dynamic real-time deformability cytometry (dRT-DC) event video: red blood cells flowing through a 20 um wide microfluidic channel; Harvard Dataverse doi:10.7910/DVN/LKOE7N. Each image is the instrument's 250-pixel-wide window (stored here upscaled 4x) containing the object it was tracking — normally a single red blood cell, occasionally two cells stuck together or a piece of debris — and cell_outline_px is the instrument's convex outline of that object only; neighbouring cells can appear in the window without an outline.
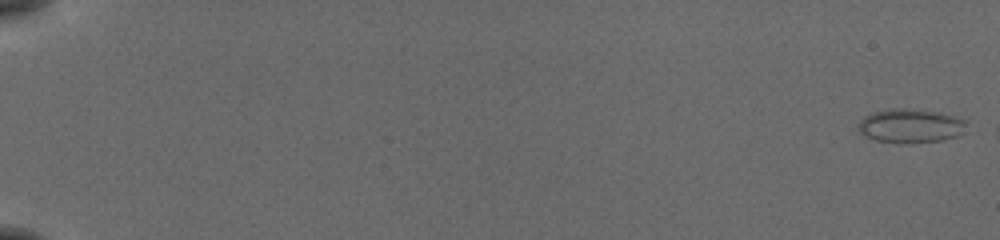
{"species": "common noctule bat (a hibernating species)", "species_latin": "Nyctalus noctula", "temperature_condition": "cold", "stored_images_in_passage": 21, "camera_frame_rate_fps": 3000, "um_per_image_px": 0.085, "animal": {"sex": "female", "body_mass_g": 19.5, "forearm_length_mm": 54.1}, "frame": {"image": 1, "passage_image": 1, "time_ms": 0.0, "image_size_px": [1000, 240], "cell_outline_px": [[968, 120], [956, 136], [940, 140], [876, 140], [864, 136], [856, 128], [860, 120], [864, 116], [872, 112], [892, 108], [904, 108], [932, 112], [952, 116]], "centroid_in_image_um": [77.3, 10.64], "position_along_channel_um": 7.7, "area_um2": 20.17}}
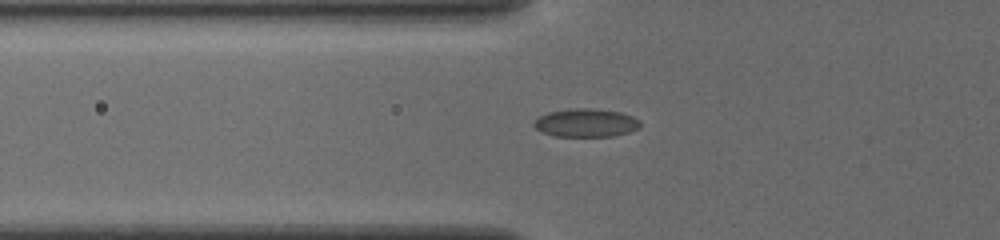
{"frame": {"image": 2, "passage_image": 18, "time_ms": 7.0, "image_size_px": [1000, 240], "cell_outline_px": [[640, 124], [636, 128], [628, 132], [612, 136], [556, 136], [544, 132], [536, 128], [532, 124], [540, 116], [548, 112], [572, 108], [592, 108], [620, 112], [632, 116], [640, 120]], "centroid_in_image_um": [49.8, 10.43], "position_along_channel_um": 76.0, "area_um2": 17.28}}
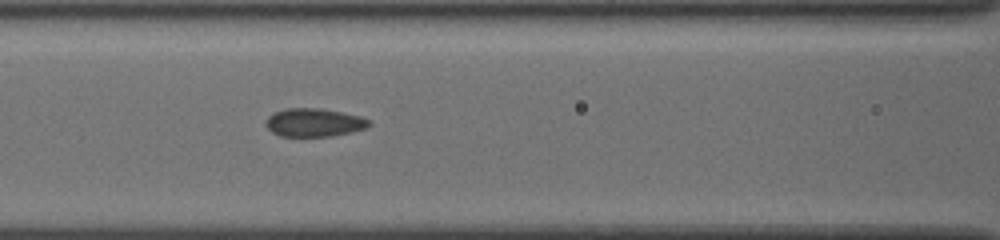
{"frame": {"image": 3, "passage_image": 21, "time_ms": 8.667, "image_size_px": [1000, 240], "cell_outline_px": [[372, 124], [368, 128], [332, 136], [280, 136], [272, 132], [264, 124], [268, 116], [272, 112], [288, 108], [320, 108], [360, 116], [372, 120]], "centroid_in_image_um": [26.71, 10.41], "position_along_channel_um": 139.9, "area_um2": 17.17}}